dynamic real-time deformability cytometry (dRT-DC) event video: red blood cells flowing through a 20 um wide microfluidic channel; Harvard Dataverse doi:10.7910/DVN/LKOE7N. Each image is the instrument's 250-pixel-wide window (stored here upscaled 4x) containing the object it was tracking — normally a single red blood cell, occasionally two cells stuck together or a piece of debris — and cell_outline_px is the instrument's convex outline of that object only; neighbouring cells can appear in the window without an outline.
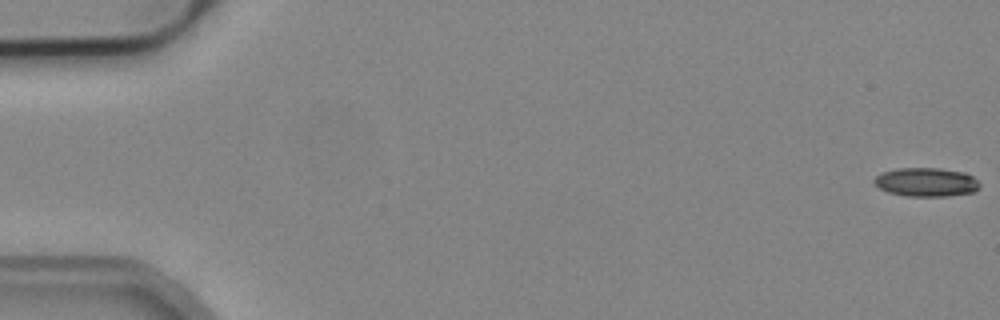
{"species": "common noctule bat (a hibernating species)", "species_latin": "Nyctalus noctula", "temperature_condition": "cold", "stored_images_in_passage": 3, "camera_frame_rate_fps": 3000, "um_per_image_px": 0.085, "animal": {"sex": "male", "body_mass_g": 19.2, "forearm_length_mm": 51.8}, "frame": {"image": 1, "passage_image": 1, "time_ms": 0.0, "image_size_px": [1000, 320], "cell_outline_px": [[980, 184], [972, 192], [948, 196], [908, 196], [888, 192], [880, 188], [872, 180], [880, 172], [896, 168], [940, 168], [964, 172], [972, 176]], "centroid_in_image_um": [78.69, 15.47], "position_along_channel_um": 6.3, "area_um2": 17.63}}